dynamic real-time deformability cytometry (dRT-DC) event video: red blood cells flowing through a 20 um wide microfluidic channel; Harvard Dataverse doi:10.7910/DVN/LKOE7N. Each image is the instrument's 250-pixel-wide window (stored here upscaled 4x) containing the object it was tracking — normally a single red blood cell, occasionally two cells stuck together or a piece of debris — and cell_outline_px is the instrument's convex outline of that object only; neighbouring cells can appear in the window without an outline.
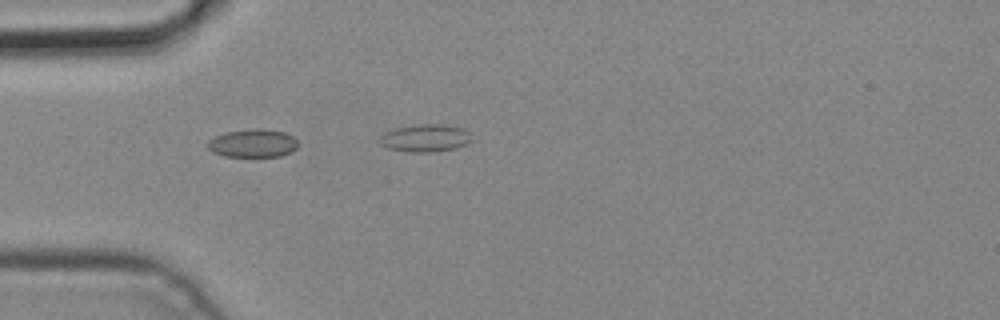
{"species": "common noctule bat (a hibernating species)", "species_latin": "Nyctalus noctula", "temperature_condition": "cold", "stored_images_in_passage": 3, "camera_frame_rate_fps": 3000, "um_per_image_px": 0.085, "animal": {"sex": "male", "body_mass_g": 19.2, "forearm_length_mm": 51.8}, "frame": {"image": 1, "passage_image": 1, "time_ms": 0.0, "image_size_px": [1000, 320], "cell_outline_px": [[296, 148], [292, 152], [280, 156], [224, 156], [212, 152], [208, 148], [208, 140], [216, 136], [228, 132], [256, 128], [260, 128], [284, 132], [292, 136], [296, 140]], "centroid_in_image_um": [21.49, 12.18], "position_along_channel_um": 63.5, "area_um2": 14.62}}
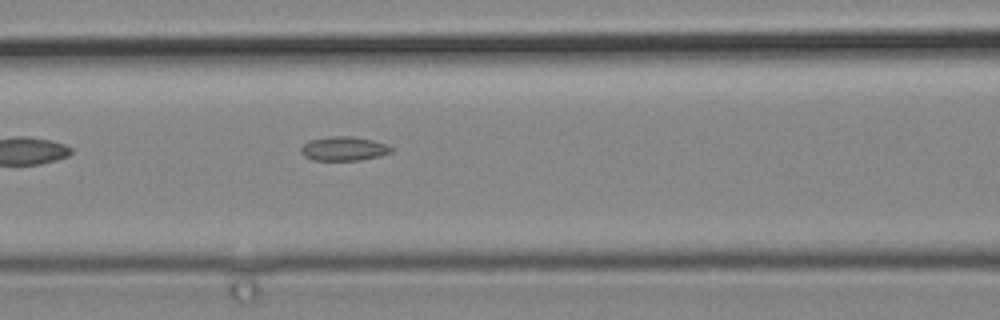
{"frame": {"image": 2, "passage_image": 3, "time_ms": 0.667, "image_size_px": [1000, 320], "cell_outline_px": [[392, 152], [380, 156], [360, 160], [312, 160], [304, 156], [300, 152], [300, 148], [308, 140], [328, 136], [352, 136], [372, 140], [384, 144], [392, 148]], "centroid_in_image_um": [29.18, 12.63], "position_along_channel_um": 137.4, "area_um2": 12.72}}